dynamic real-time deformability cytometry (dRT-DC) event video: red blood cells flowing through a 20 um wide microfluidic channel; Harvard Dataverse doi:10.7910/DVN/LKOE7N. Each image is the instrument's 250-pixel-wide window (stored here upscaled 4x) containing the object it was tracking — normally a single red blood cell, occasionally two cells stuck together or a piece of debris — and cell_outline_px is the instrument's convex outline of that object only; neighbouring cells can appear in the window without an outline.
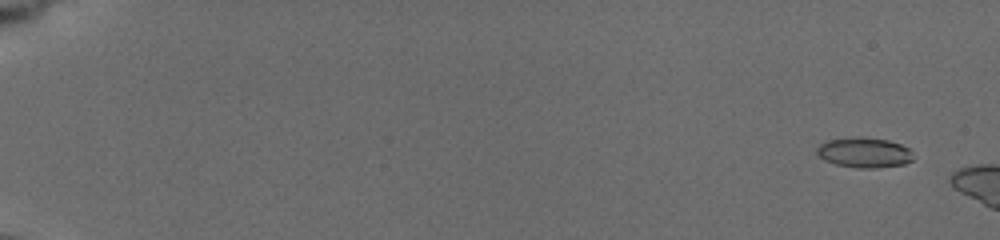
{"species": "common noctule bat (a hibernating species)", "species_latin": "Nyctalus noctula", "temperature_condition": "cold", "stored_images_in_passage": 12, "camera_frame_rate_fps": 3000, "um_per_image_px": 0.085, "animal": {"sex": "female", "body_mass_g": 19.5, "forearm_length_mm": 54.1}, "frame": {"image": 1, "passage_image": 4, "time_ms": 1.0, "image_size_px": [1000, 240], "cell_outline_px": [[912, 160], [904, 164], [876, 168], [856, 168], [836, 164], [824, 160], [816, 152], [816, 148], [820, 144], [828, 140], [852, 136], [860, 136], [888, 140], [900, 144], [908, 148], [912, 152]], "centroid_in_image_um": [73.44, 12.96], "position_along_channel_um": 11.6, "area_um2": 17.05}}